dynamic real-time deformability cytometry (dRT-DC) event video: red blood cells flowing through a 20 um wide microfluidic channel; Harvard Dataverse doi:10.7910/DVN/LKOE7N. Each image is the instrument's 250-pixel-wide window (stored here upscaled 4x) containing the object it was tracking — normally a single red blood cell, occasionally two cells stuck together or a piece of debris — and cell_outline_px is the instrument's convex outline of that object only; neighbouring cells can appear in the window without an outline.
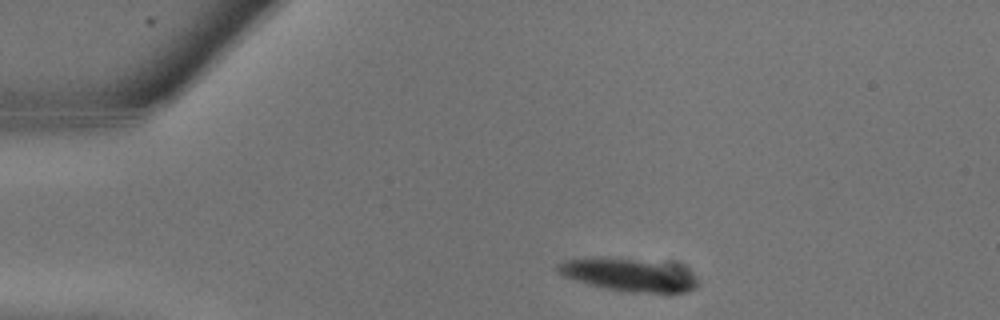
{"species": "common noctule bat (a hibernating species)", "species_latin": "Nyctalus noctula", "temperature_condition": "warm", "stored_images_in_passage": 8, "camera_frame_rate_fps": 3000, "um_per_image_px": 0.085, "animal": {"sex": "male", "body_mass_g": 13.3}, "frame": {"image": 1, "passage_image": 2, "time_ms": 0.333, "image_size_px": [1000, 320], "cell_outline_px": [[700, 284], [696, 288], [688, 292], [624, 292], [604, 288], [588, 284], [564, 276], [556, 272], [556, 264], [564, 260], [636, 260], [680, 268], [696, 276], [700, 280]], "centroid_in_image_um": [53.48, 23.43], "position_along_channel_um": 31.5, "area_um2": 25.61}}
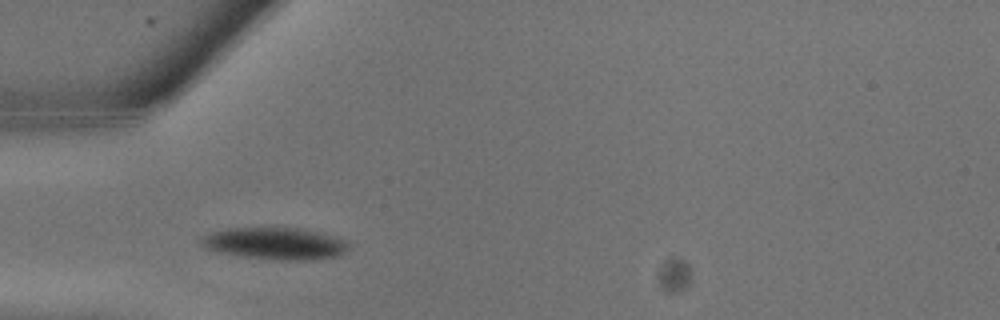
{"frame": {"image": 2, "passage_image": 5, "time_ms": 1.333, "image_size_px": [1000, 320], "cell_outline_px": [[352, 244], [344, 252], [336, 256], [312, 260], [268, 260], [240, 256], [220, 252], [204, 248], [200, 244], [200, 240], [204, 236], [212, 232], [228, 228], [304, 228], [324, 232], [348, 240]], "centroid_in_image_um": [23.45, 20.7], "position_along_channel_um": 61.6, "area_um2": 27.98}}